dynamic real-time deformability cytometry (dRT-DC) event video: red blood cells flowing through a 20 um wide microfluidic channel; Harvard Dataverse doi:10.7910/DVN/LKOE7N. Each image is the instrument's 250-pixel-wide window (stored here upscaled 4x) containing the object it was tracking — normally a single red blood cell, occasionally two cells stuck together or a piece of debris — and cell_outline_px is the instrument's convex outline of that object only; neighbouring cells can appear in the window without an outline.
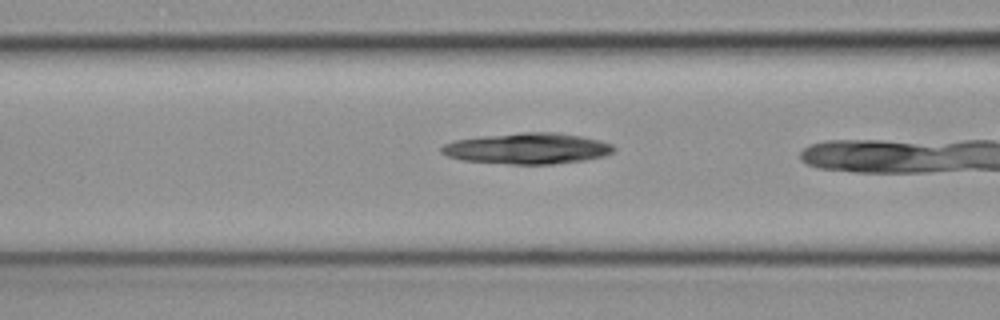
{"species": "common noctule bat (a hibernating species)", "species_latin": "Nyctalus noctula", "temperature_condition": "cold", "stored_images_in_passage": 35, "camera_frame_rate_fps": 3000, "um_per_image_px": 0.085, "animal": {"sex": "female", "body_mass_g": 19.3, "forearm_length_mm": 54.1}, "frame": {"image": 1, "passage_image": 16, "time_ms": 5.0, "image_size_px": [1000, 320], "cell_outline_px": [[616, 148], [612, 152], [604, 156], [584, 160], [552, 164], [512, 164], [464, 160], [448, 156], [440, 152], [440, 148], [444, 144], [456, 140], [480, 136], [520, 132], [556, 132], [580, 136], [600, 140], [612, 144]], "centroid_in_image_um": [44.84, 12.61], "position_along_channel_um": 121.8, "area_um2": 31.04}}
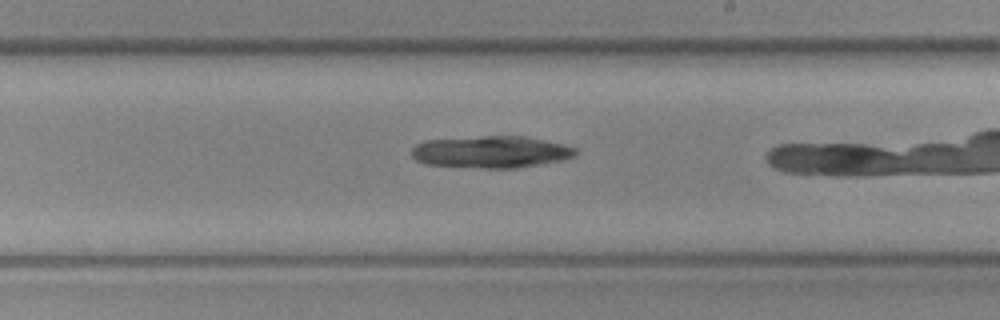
{"frame": {"image": 2, "passage_image": 25, "time_ms": 8.0, "image_size_px": [1000, 320], "cell_outline_px": [[576, 156], [560, 160], [516, 168], [488, 168], [424, 164], [416, 160], [412, 156], [412, 148], [416, 144], [424, 140], [484, 136], [524, 136], [564, 144], [576, 148]], "centroid_in_image_um": [41.72, 12.9], "position_along_channel_um": 247.3, "area_um2": 30.4}}